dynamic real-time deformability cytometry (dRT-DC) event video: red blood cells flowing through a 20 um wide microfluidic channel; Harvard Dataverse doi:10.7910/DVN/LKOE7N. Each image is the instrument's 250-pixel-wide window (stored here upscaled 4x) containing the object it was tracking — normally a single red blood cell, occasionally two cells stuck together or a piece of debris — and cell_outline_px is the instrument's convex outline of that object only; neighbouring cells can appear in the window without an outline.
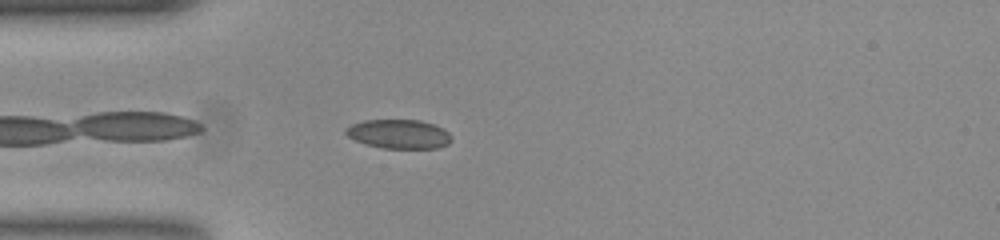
{"species": "common noctule bat (a hibernating species)", "species_latin": "Nyctalus noctula", "temperature_condition": "room temperature", "stored_images_in_passage": 31, "camera_frame_rate_fps": 3000, "um_per_image_px": 0.085, "animal": {"sex": "female", "body_mass_g": 23.0, "forearm_length_mm": 53.4}, "frame": {"image": 1, "passage_image": 2, "time_ms": 0.333, "image_size_px": [1000, 240], "cell_outline_px": [[452, 140], [448, 144], [436, 148], [384, 148], [364, 144], [348, 136], [344, 132], [344, 128], [352, 124], [364, 120], [420, 120], [432, 124], [448, 132], [452, 136]], "centroid_in_image_um": [33.88, 11.39], "position_along_channel_um": 51.1, "area_um2": 17.86}}
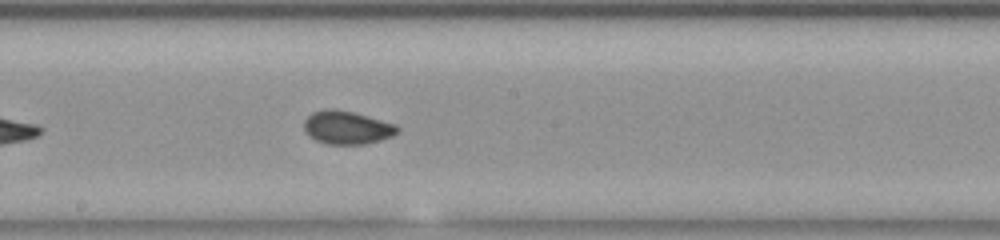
{"frame": {"image": 2, "passage_image": 16, "time_ms": 5.0, "image_size_px": [1000, 240], "cell_outline_px": [[400, 128], [392, 136], [380, 140], [364, 144], [324, 144], [308, 136], [304, 128], [304, 120], [312, 112], [324, 108], [332, 108], [352, 112], [396, 124]], "centroid_in_image_um": [29.45, 10.84], "position_along_channel_um": 218.7, "area_um2": 18.09}}
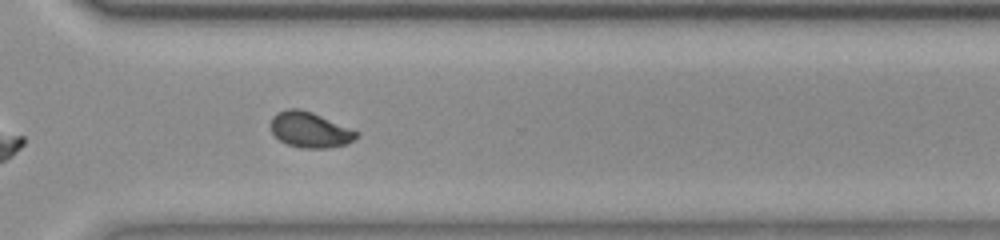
{"frame": {"image": 3, "passage_image": 26, "time_ms": 8.333, "image_size_px": [1000, 240], "cell_outline_px": [[360, 132], [348, 144], [328, 148], [300, 148], [288, 144], [280, 140], [272, 132], [272, 116], [276, 112], [288, 108], [300, 108], [312, 112]], "centroid_in_image_um": [26.34, 11.03], "position_along_channel_um": 344.3, "area_um2": 17.69}, "authors_computed_cell_mechanics": {"area_um2": 17.7446, "velocity_mm_per_s": 3.7627, "shape_relaxation_time_tau1_ms": 5.9402, "shape_relaxation_time_tau2_ms": 1.0234, "deformation_change_tau1": 0.1391, "deformation_change_tau2": 0.0442}}